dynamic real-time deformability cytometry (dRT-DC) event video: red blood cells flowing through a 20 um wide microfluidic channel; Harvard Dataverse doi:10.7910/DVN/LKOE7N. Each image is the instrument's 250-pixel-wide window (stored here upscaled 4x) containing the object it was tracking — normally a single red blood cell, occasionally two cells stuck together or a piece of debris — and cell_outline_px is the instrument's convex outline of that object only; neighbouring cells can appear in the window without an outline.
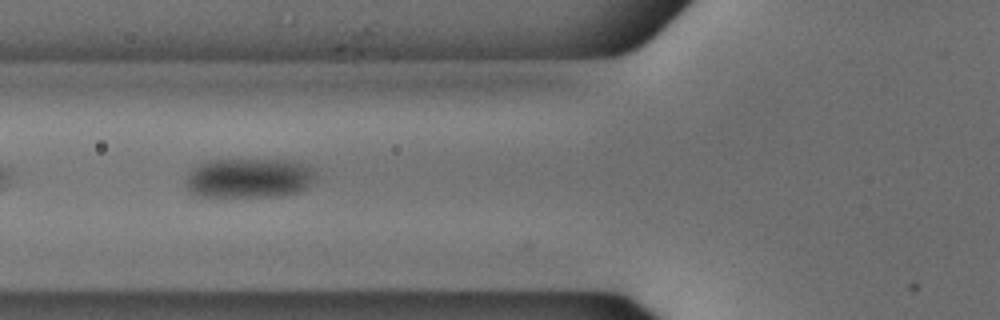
{"species": "common noctule bat (a hibernating species)", "species_latin": "Nyctalus noctula", "temperature_condition": "cold", "stored_images_in_passage": 14, "camera_frame_rate_fps": 3000, "um_per_image_px": 0.085, "animal": {"sex": "male", "body_mass_g": 18.8}, "frame": {"image": 1, "passage_image": 5, "time_ms": 1.333, "image_size_px": [1000, 320], "cell_outline_px": [[320, 168], [316, 180], [312, 184], [300, 192], [276, 196], [196, 196], [188, 192], [188, 172], [192, 168], [208, 160], [292, 160]], "centroid_in_image_um": [21.29, 15.12], "position_along_channel_um": 104.5, "area_um2": 30.58}}
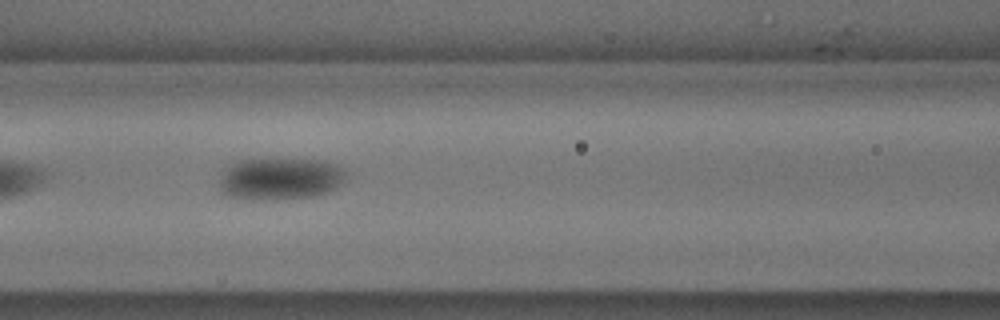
{"frame": {"image": 2, "passage_image": 8, "time_ms": 2.333, "image_size_px": [1000, 320], "cell_outline_px": [[348, 180], [336, 188], [328, 192], [316, 196], [276, 200], [232, 196], [224, 192], [220, 188], [220, 180], [224, 168], [240, 160], [320, 160], [336, 164], [344, 168], [348, 172]], "centroid_in_image_um": [23.93, 15.19], "position_along_channel_um": 142.7, "area_um2": 30.92}}
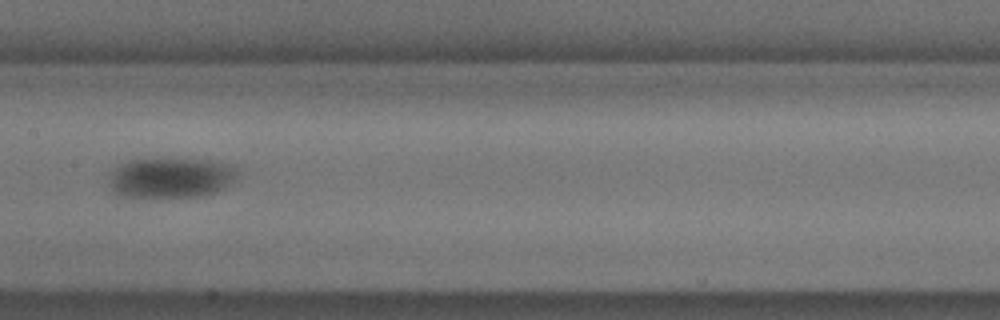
{"frame": {"image": 3, "passage_image": 12, "time_ms": 3.667, "image_size_px": [1000, 320], "cell_outline_px": [[236, 180], [224, 188], [216, 192], [200, 196], [124, 196], [116, 192], [112, 188], [112, 172], [120, 164], [128, 160], [204, 160], [228, 164], [232, 168]], "centroid_in_image_um": [14.54, 15.12], "position_along_channel_um": 192.9, "area_um2": 28.84}}